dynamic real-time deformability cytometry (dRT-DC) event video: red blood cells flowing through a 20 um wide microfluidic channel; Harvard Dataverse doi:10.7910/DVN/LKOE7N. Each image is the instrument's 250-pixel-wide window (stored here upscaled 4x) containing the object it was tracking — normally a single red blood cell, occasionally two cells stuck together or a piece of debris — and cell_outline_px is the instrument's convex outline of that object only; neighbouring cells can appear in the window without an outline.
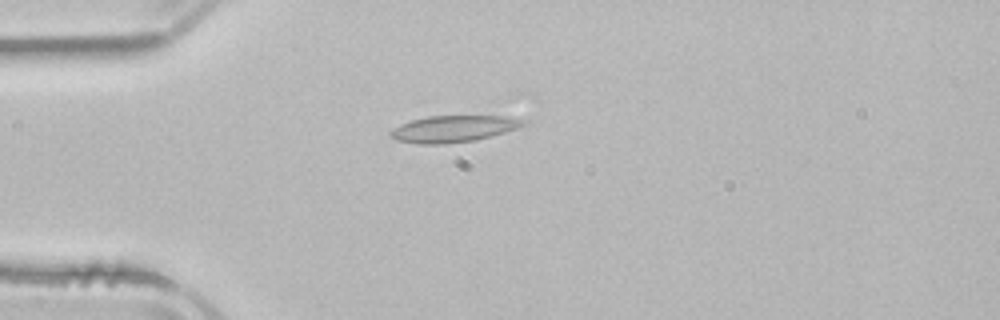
{"species": "common noctule bat (a hibernating species)", "species_latin": "Nyctalus noctula", "temperature_condition": "room temperature", "stored_images_in_passage": 3, "camera_frame_rate_fps": 3000, "um_per_image_px": 0.085, "animal": {"sex": "male", "body_mass_g": 21.5, "forearm_length_mm": 52.0}, "frame": {"image": 1, "passage_image": 2, "time_ms": 2.333, "image_size_px": [1000, 320], "cell_outline_px": [[528, 120], [524, 124], [516, 128], [504, 132], [476, 140], [444, 144], [420, 144], [396, 140], [388, 136], [388, 132], [392, 128], [400, 124], [412, 120], [428, 116], [500, 112]], "centroid_in_image_um": [38.65, 10.88], "position_along_channel_um": 46.4, "area_um2": 21.96}}